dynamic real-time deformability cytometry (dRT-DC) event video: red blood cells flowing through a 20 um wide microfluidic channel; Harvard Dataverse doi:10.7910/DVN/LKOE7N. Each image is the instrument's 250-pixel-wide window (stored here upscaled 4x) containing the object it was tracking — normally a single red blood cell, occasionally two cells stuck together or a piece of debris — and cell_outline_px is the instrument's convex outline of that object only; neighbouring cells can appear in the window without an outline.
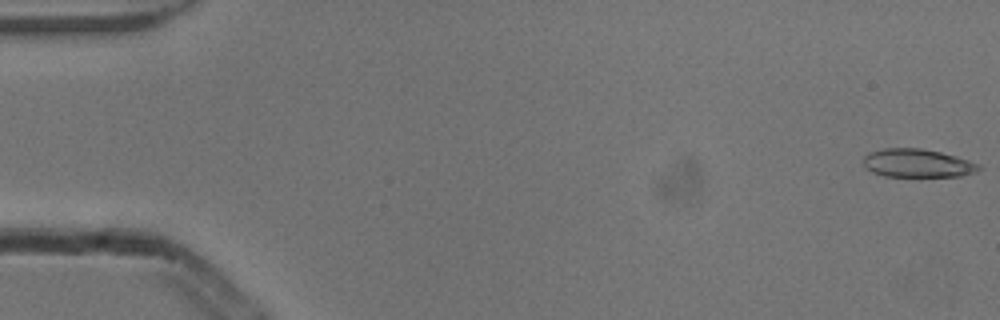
{"species": "common noctule bat (a hibernating species)", "species_latin": "Nyctalus noctula", "temperature_condition": "cold", "stored_images_in_passage": 53, "camera_frame_rate_fps": 3000, "um_per_image_px": 0.085, "animal": {"sex": "male", "body_mass_g": 13.3}, "frame": {"image": 1, "passage_image": 1, "time_ms": 0.0, "image_size_px": [1000, 320], "cell_outline_px": [[980, 168], [976, 172], [960, 176], [884, 176], [872, 172], [864, 164], [864, 156], [872, 152], [884, 148], [920, 148], [940, 152], [956, 156], [980, 164]], "centroid_in_image_um": [78.0, 13.87], "position_along_channel_um": 7.0, "area_um2": 18.84}}
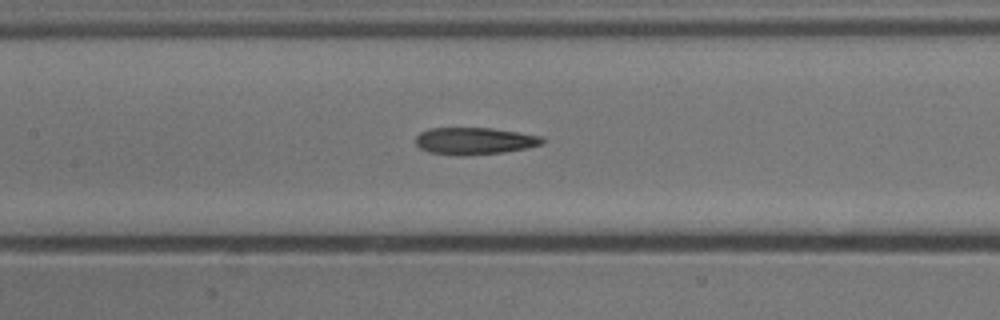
{"frame": {"image": 2, "passage_image": 25, "time_ms": 8.0, "image_size_px": [1000, 320], "cell_outline_px": [[544, 144], [504, 152], [464, 156], [460, 156], [428, 152], [420, 148], [416, 144], [416, 136], [420, 132], [428, 128], [492, 128], [540, 136], [544, 140]], "centroid_in_image_um": [40.29, 11.98], "position_along_channel_um": 167.1, "area_um2": 19.94}}
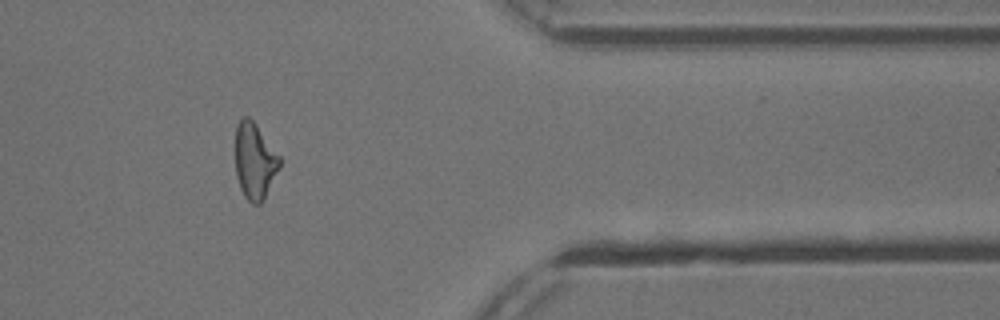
{"frame": {"image": 3, "passage_image": 44, "time_ms": 14.333, "image_size_px": [1000, 320], "cell_outline_px": [[280, 168], [264, 200], [260, 204], [252, 204], [244, 196], [240, 188], [236, 176], [236, 124], [244, 116], [248, 116], [256, 124], [280, 156]], "centroid_in_image_um": [21.66, 13.71], "position_along_channel_um": 389.7, "area_um2": 19.77}, "authors_computed_cell_mechanics": {"area_um2": 19.9988, "velocity_mm_per_s": 3.8615, "shape_relaxation_time_tau1_ms": null, "shape_relaxation_time_tau2_ms": 4.8905, "deformation_change_tau1": null, "deformation_change_tau2": 0.1736}}